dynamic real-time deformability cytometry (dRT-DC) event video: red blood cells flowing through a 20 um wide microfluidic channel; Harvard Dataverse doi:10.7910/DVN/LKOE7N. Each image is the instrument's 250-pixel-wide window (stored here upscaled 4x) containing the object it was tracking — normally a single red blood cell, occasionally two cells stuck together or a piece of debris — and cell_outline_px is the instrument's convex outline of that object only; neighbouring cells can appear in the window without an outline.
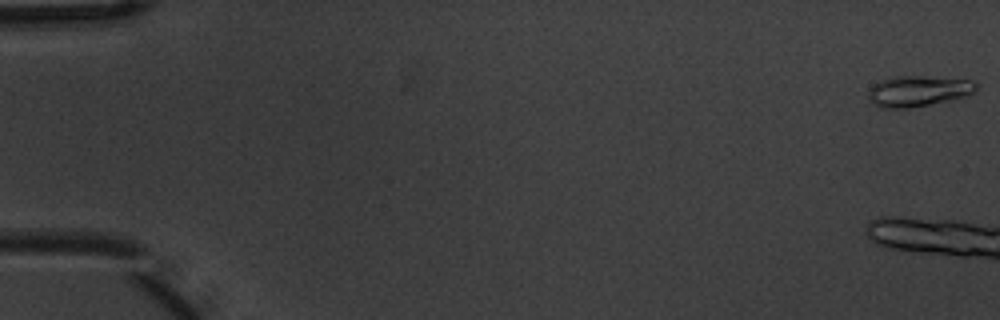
{"species": "common noctule bat (a hibernating species)", "species_latin": "Nyctalus noctula", "temperature_condition": "warm", "stored_images_in_passage": 6, "camera_frame_rate_fps": 3000, "um_per_image_px": 0.085, "animal": {"sex": "male", "body_mass_g": 20.1, "forearm_length_mm": 53.5}, "frame": {"image": 1, "passage_image": 1, "time_ms": 0.0, "image_size_px": [1000, 320], "cell_outline_px": [[980, 84], [976, 92], [968, 96], [952, 100], [908, 108], [880, 108], [872, 104], [868, 100], [868, 92], [872, 84], [880, 80], [896, 76], [920, 76], [972, 80]], "centroid_in_image_um": [78.06, 7.75], "position_along_channel_um": 6.9, "area_um2": 19.77}}